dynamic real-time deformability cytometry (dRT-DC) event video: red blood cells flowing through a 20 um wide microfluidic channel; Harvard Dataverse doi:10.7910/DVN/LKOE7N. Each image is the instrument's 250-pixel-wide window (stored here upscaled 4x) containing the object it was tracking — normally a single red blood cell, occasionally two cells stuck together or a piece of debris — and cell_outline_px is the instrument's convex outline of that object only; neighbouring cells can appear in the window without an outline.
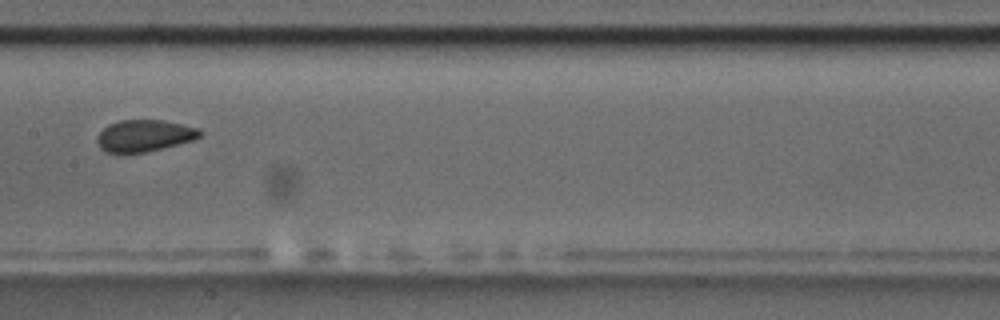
{"species": "common noctule bat (a hibernating species)", "species_latin": "Nyctalus noctula", "temperature_condition": "room temperature", "stored_images_in_passage": 11, "camera_frame_rate_fps": 3000, "um_per_image_px": 0.085, "animal": {"sex": "male", "body_mass_g": 17.5, "forearm_length_mm": 52.3}, "frame": {"image": 1, "passage_image": 8, "time_ms": 2.333, "image_size_px": [1000, 320], "cell_outline_px": [[204, 132], [200, 136], [192, 140], [144, 152], [124, 156], [120, 156], [104, 152], [100, 148], [96, 140], [96, 136], [108, 124], [120, 120], [164, 120], [200, 128]], "centroid_in_image_um": [12.2, 11.56], "position_along_channel_um": 195.2, "area_um2": 19.54}}
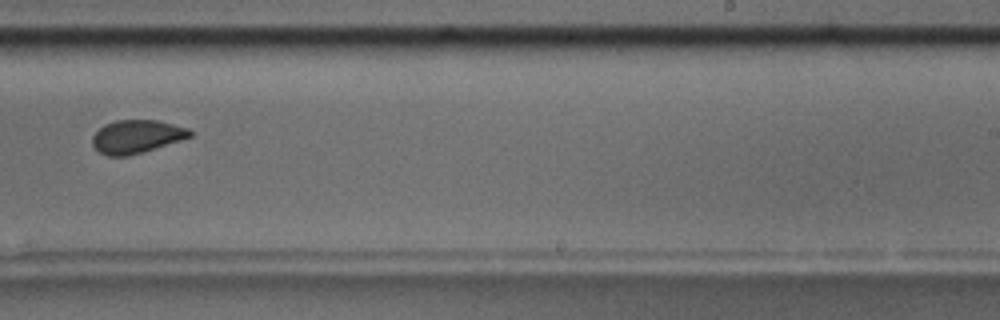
{"frame": {"image": 2, "passage_image": 10, "time_ms": 3.0, "image_size_px": [1000, 320], "cell_outline_px": [[192, 136], [180, 140], [128, 156], [108, 156], [100, 152], [92, 144], [92, 136], [104, 124], [116, 120], [160, 120], [188, 128], [192, 132]], "centroid_in_image_um": [11.6, 11.59], "position_along_channel_um": 277.4, "area_um2": 18.73}}